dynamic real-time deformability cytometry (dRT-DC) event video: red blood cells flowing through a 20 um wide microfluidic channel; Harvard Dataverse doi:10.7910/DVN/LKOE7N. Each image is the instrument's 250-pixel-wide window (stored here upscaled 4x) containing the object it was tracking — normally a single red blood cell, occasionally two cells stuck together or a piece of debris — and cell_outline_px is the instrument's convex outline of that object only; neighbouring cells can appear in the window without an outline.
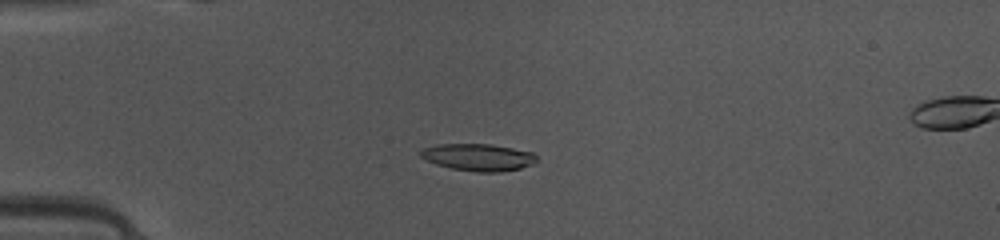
{"species": "common noctule bat (a hibernating species)", "species_latin": "Nyctalus noctula", "temperature_condition": "warm", "stored_images_in_passage": 45, "camera_frame_rate_fps": 3000, "um_per_image_px": 0.085, "animal": {"sex": "female", "body_mass_g": 10.0, "forearm_length_mm": 53.1}, "frame": {"image": 1, "passage_image": 9, "time_ms": 2.667, "image_size_px": [1000, 240], "cell_outline_px": [[536, 160], [532, 164], [520, 168], [500, 172], [476, 172], [452, 168], [436, 164], [420, 156], [420, 152], [424, 148], [436, 144], [492, 144], [536, 152]], "centroid_in_image_um": [40.69, 13.36], "position_along_channel_um": 44.3, "area_um2": 18.32}}
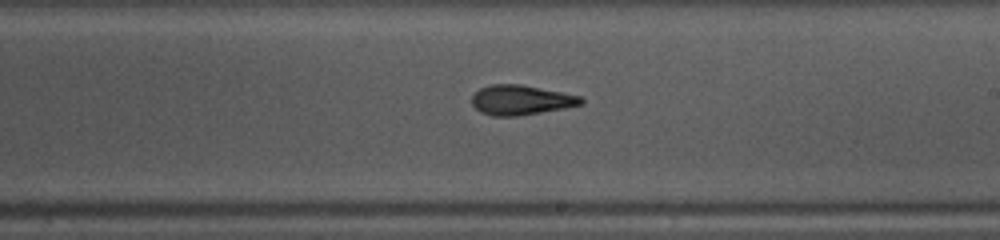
{"frame": {"image": 2, "passage_image": 25, "time_ms": 8.0, "image_size_px": [1000, 240], "cell_outline_px": [[584, 104], [564, 108], [516, 116], [492, 116], [480, 112], [472, 104], [472, 96], [480, 88], [492, 84], [520, 84], [580, 96], [584, 100]], "centroid_in_image_um": [44.26, 8.5], "position_along_channel_um": 244.7, "area_um2": 18.79}}
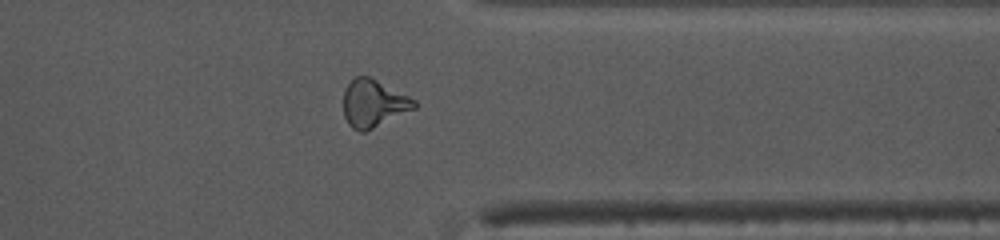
{"frame": {"image": 3, "passage_image": 35, "time_ms": 11.333, "image_size_px": [1000, 240], "cell_outline_px": [[416, 108], [364, 132], [360, 132], [352, 128], [348, 124], [344, 116], [344, 88], [356, 76], [368, 76], [416, 100]], "centroid_in_image_um": [31.72, 8.8], "position_along_channel_um": 379.7, "area_um2": 19.31}, "authors_computed_cell_mechanics": {"area_um2": 18.8428, "velocity_mm_per_s": 4.1427, "shape_relaxation_time_tau1_ms": 7.3332, "shape_relaxation_time_tau2_ms": 1.4477, "deformation_change_tau1": 0.2172, "deformation_change_tau2": 0.1116}}